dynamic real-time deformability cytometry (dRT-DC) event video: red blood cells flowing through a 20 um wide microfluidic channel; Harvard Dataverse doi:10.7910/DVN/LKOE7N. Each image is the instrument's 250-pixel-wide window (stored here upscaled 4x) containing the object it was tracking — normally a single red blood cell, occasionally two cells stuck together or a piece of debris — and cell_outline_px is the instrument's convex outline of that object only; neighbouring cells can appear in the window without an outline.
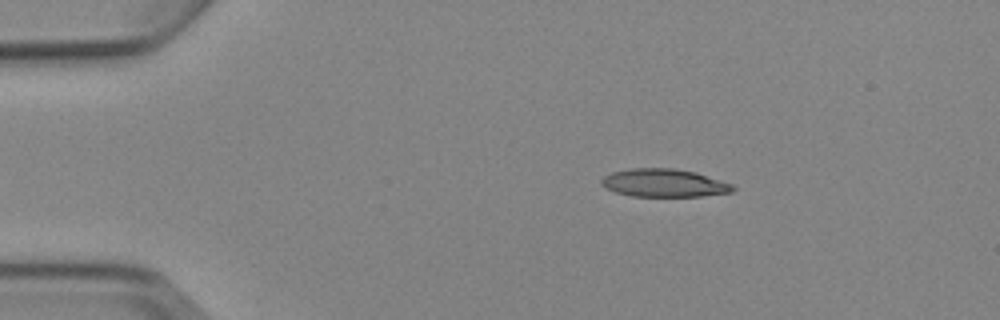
{"species": "Egyptian fruit bat (a non-hibernating species)", "species_latin": "Rousettus aegyptiacus", "temperature_condition": "cold", "stored_images_in_passage": 6, "camera_frame_rate_fps": 3000, "um_per_image_px": 0.085, "animal": {"sex": "female"}, "frame": {"image": 1, "passage_image": 6, "time_ms": 6.0, "image_size_px": [1000, 320], "cell_outline_px": [[736, 188], [732, 192], [700, 196], [632, 196], [616, 192], [604, 188], [600, 184], [600, 180], [604, 176], [612, 172], [628, 168], [672, 168], [696, 172], [732, 184]], "centroid_in_image_um": [56.41, 15.55], "position_along_channel_um": 28.6, "area_um2": 21.5}}